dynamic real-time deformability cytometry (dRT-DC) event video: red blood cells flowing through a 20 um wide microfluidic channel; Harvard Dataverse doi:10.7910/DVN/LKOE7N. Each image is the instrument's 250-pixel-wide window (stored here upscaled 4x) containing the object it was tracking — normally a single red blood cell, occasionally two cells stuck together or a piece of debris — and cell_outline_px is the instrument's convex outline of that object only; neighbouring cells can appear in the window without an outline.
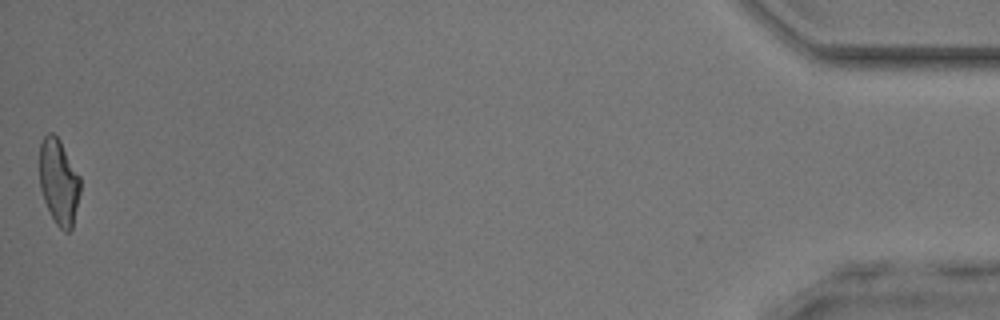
{"species": "common noctule bat (a hibernating species)", "species_latin": "Nyctalus noctula", "temperature_condition": "room temperature", "stored_images_in_passage": 34, "camera_frame_rate_fps": 3000, "um_per_image_px": 0.085, "animal": {"sex": "male", "body_mass_g": 17.9, "forearm_length_mm": 54.2}, "frame": {"image": 1, "passage_image": 34, "time_ms": 11.0, "image_size_px": [1000, 320], "cell_outline_px": [[80, 192], [72, 228], [68, 232], [64, 232], [56, 224], [44, 200], [40, 188], [40, 144], [44, 136], [48, 132], [52, 132], [60, 140], [80, 176]], "centroid_in_image_um": [5.0, 15.45], "position_along_channel_um": 430.2, "area_um2": 20.23}}